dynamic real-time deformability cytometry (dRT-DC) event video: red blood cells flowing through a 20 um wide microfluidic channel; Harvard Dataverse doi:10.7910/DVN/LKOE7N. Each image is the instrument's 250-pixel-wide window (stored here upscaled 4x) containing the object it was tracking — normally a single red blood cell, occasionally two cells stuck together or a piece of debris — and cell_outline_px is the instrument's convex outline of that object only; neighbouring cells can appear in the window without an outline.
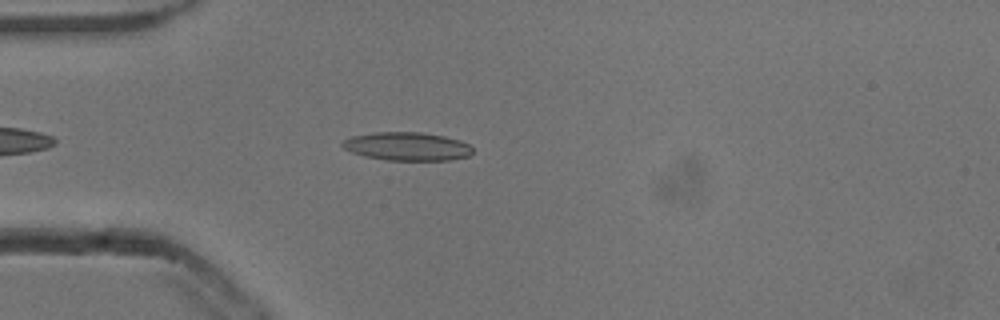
{"species": "common noctule bat (a hibernating species)", "species_latin": "Nyctalus noctula", "temperature_condition": "cold", "stored_images_in_passage": 42, "camera_frame_rate_fps": 3000, "um_per_image_px": 0.085, "animal": {"sex": "male", "body_mass_g": 13.3}, "frame": {"image": 1, "passage_image": 6, "time_ms": 1.667, "image_size_px": [1000, 320], "cell_outline_px": [[472, 152], [468, 156], [448, 160], [388, 160], [364, 156], [352, 152], [344, 148], [340, 144], [344, 140], [352, 136], [376, 132], [420, 132], [444, 136], [460, 140], [468, 144], [472, 148]], "centroid_in_image_um": [34.6, 12.44], "position_along_channel_um": 50.4, "area_um2": 21.39}}
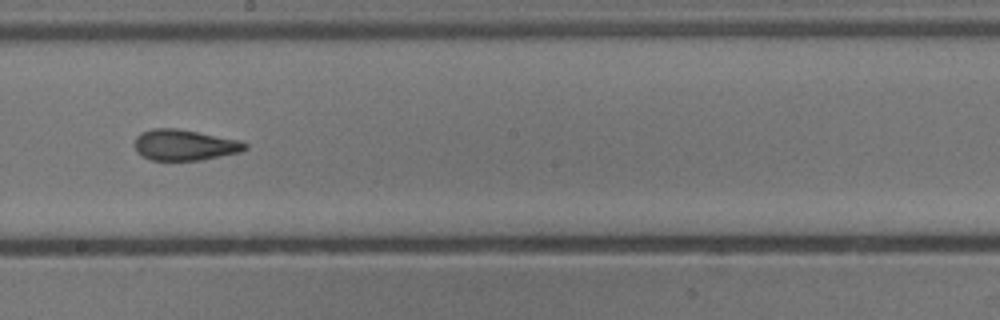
{"frame": {"image": 2, "passage_image": 21, "time_ms": 6.667, "image_size_px": [1000, 320], "cell_outline_px": [[248, 148], [240, 152], [200, 160], [152, 160], [140, 156], [136, 152], [136, 136], [140, 132], [152, 128], [180, 128], [240, 140], [248, 144]], "centroid_in_image_um": [15.68, 12.31], "position_along_channel_um": 232.5, "area_um2": 20.06}}
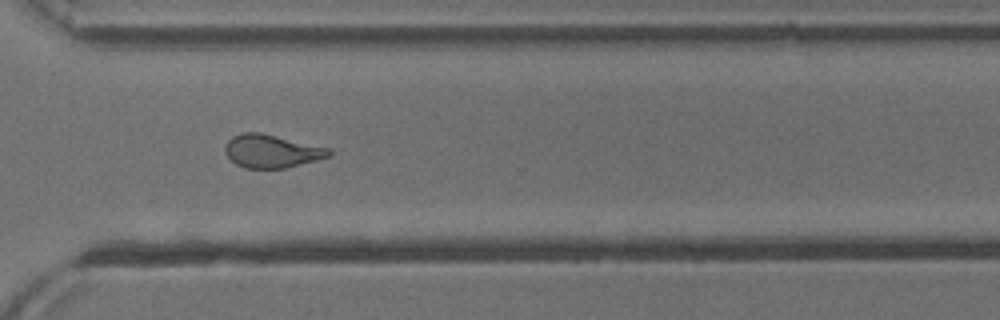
{"frame": {"image": 3, "passage_image": 30, "time_ms": 9.667, "image_size_px": [1000, 320], "cell_outline_px": [[332, 156], [284, 168], [244, 168], [236, 164], [224, 152], [224, 144], [232, 136], [244, 132], [260, 132], [332, 148]], "centroid_in_image_um": [23.1, 12.83], "position_along_channel_um": 347.5, "area_um2": 20.23}, "authors_computed_cell_mechanics": {"area_um2": 20.2878, "velocity_mm_per_s": 3.8507, "shape_relaxation_time_tau1_ms": 7.1051, "shape_relaxation_time_tau2_ms": 2.0224, "deformation_change_tau1": 0.1943, "deformation_change_tau2": 0.095}}